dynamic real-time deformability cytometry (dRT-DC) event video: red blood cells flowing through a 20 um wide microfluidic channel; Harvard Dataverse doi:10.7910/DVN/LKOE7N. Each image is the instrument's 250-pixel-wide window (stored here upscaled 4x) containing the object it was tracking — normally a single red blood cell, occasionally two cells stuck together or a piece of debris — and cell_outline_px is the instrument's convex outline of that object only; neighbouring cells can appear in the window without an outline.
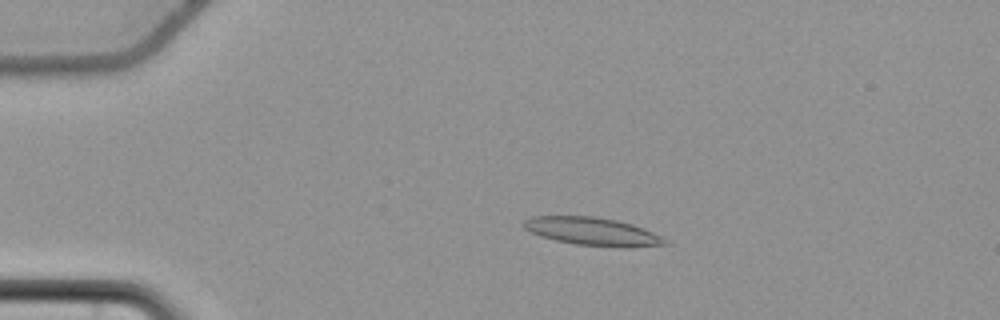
{"species": "common noctule bat (a hibernating species)", "species_latin": "Nyctalus noctula", "temperature_condition": "cold", "stored_images_in_passage": 58, "camera_frame_rate_fps": 3000, "um_per_image_px": 0.085, "animal": {"sex": "female", "body_mass_g": 22.7, "forearm_length_mm": 54.2}, "frame": {"image": 1, "passage_image": 14, "time_ms": 4.333, "image_size_px": [1000, 320], "cell_outline_px": [[668, 244], [632, 248], [624, 248], [576, 244], [556, 240], [540, 236], [524, 228], [520, 224], [524, 220], [532, 216], [596, 216], [616, 220], [632, 224], [652, 232], [668, 240]], "centroid_in_image_um": [50.36, 19.68], "position_along_channel_um": 34.6, "area_um2": 23.18}}
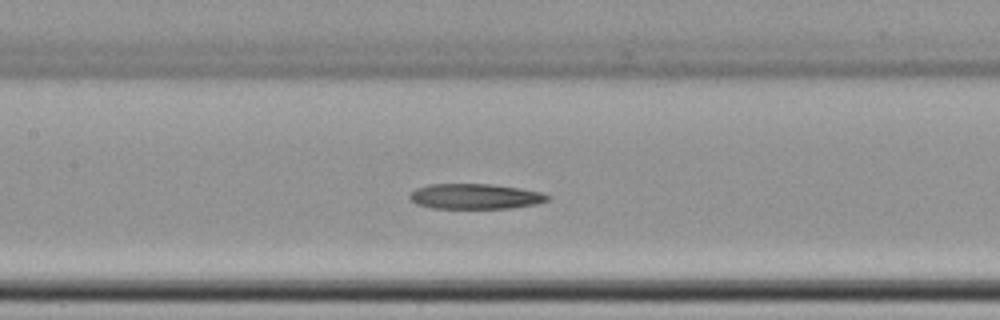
{"frame": {"image": 2, "passage_image": 29, "time_ms": 9.333, "image_size_px": [1000, 320], "cell_outline_px": [[552, 196], [548, 200], [536, 204], [508, 208], [432, 208], [416, 204], [408, 196], [408, 192], [416, 188], [428, 184], [492, 184], [520, 188], [540, 192]], "centroid_in_image_um": [40.36, 16.69], "position_along_channel_um": 167.0, "area_um2": 20.4}}
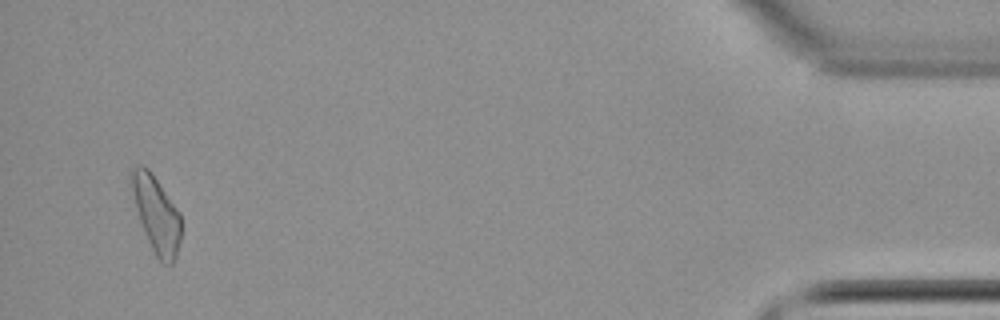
{"frame": {"image": 3, "passage_image": 56, "time_ms": 18.333, "image_size_px": [1000, 320], "cell_outline_px": [[180, 240], [176, 256], [172, 264], [160, 264], [148, 240], [140, 220], [128, 184], [128, 172], [136, 164], [144, 164], [148, 168], [180, 212]], "centroid_in_image_um": [13.24, 18.14], "position_along_channel_um": 422.0, "area_um2": 22.31}}